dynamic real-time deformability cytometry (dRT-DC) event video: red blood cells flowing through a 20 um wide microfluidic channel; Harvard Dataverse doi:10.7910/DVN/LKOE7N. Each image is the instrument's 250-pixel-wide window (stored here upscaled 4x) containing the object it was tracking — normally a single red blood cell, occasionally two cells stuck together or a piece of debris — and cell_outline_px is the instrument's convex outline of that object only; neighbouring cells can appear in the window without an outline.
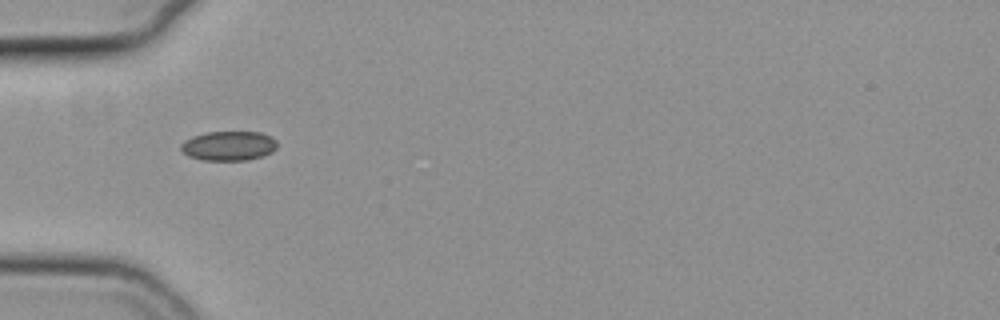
{"species": "common noctule bat (a hibernating species)", "species_latin": "Nyctalus noctula", "temperature_condition": "cold", "stored_images_in_passage": 3, "camera_frame_rate_fps": 3000, "um_per_image_px": 0.085, "animal": {"sex": "female", "body_mass_g": 19.3, "forearm_length_mm": 54.1}, "frame": {"image": 1, "passage_image": 1, "time_ms": 0.0, "image_size_px": [1000, 320], "cell_outline_px": [[276, 148], [272, 152], [264, 156], [248, 160], [204, 160], [188, 156], [180, 148], [180, 144], [184, 140], [192, 136], [204, 132], [260, 132], [272, 136], [276, 140]], "centroid_in_image_um": [19.44, 12.39], "position_along_channel_um": 65.6, "area_um2": 16.7}}